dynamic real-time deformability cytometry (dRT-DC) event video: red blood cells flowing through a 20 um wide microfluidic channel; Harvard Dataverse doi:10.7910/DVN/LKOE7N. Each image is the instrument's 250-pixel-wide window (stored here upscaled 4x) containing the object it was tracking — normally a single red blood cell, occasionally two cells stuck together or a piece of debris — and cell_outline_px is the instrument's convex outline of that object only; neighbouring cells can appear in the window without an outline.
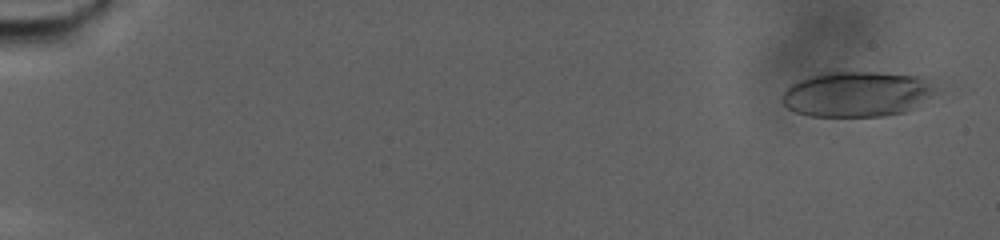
{"species": "human", "species_latin": "Homo sapiens", "temperature_condition": "warm", "stored_images_in_passage": 91, "camera_frame_rate_fps": 3000, "um_per_image_px": 0.085, "donor": {"sex": "male"}, "frame": {"image": 1, "passage_image": 4, "time_ms": 1.0, "image_size_px": [1000, 240], "cell_outline_px": [[936, 92], [912, 108], [904, 112], [884, 116], [812, 116], [796, 112], [788, 108], [784, 104], [780, 96], [792, 84], [800, 80], [812, 76], [828, 72], [876, 72], [928, 76], [936, 88]], "centroid_in_image_um": [72.88, 7.98], "position_along_channel_um": 12.1, "area_um2": 40.63}}
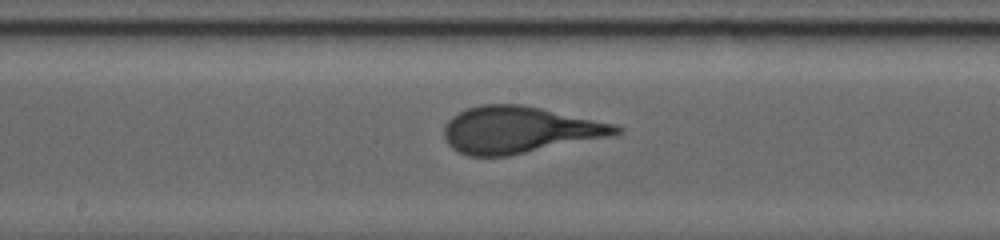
{"frame": {"image": 2, "passage_image": 52, "time_ms": 17.0, "image_size_px": [1000, 240], "cell_outline_px": [[624, 128], [620, 132], [604, 136], [508, 156], [468, 156], [452, 148], [448, 144], [444, 136], [444, 128], [448, 120], [452, 116], [468, 108], [480, 104], [520, 104], [540, 108], [616, 124]], "centroid_in_image_um": [44.06, 11.02], "position_along_channel_um": 204.1, "area_um2": 45.95}}
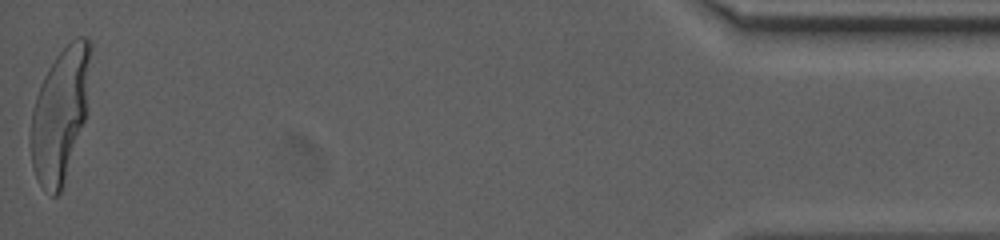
{"frame": {"image": 3, "passage_image": 91, "time_ms": 30.0, "image_size_px": [1000, 240], "cell_outline_px": [[92, 48], [88, 112], [60, 192], [56, 196], [52, 196], [40, 184], [32, 168], [32, 112], [36, 96], [40, 84], [48, 68], [56, 56], [76, 36], [88, 36], [92, 44]], "centroid_in_image_um": [5.17, 9.62], "position_along_channel_um": 430.0, "area_um2": 46.47}}